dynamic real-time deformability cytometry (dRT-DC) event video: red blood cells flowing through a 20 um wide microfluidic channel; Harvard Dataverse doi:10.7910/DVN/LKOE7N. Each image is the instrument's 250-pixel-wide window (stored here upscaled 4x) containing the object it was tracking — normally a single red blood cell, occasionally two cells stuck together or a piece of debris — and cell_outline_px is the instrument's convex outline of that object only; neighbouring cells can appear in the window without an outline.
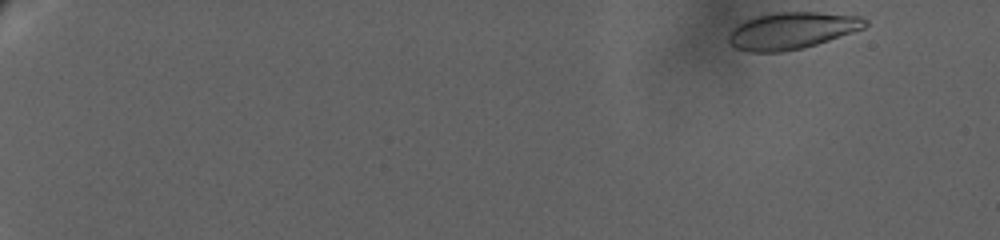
{"species": "human", "species_latin": "Homo sapiens", "temperature_condition": "warm", "stored_images_in_passage": 63, "camera_frame_rate_fps": 3000, "um_per_image_px": 0.085, "donor": {"sex": "female"}, "frame": {"image": 1, "passage_image": 1, "time_ms": 0.0, "image_size_px": [1000, 240], "cell_outline_px": [[868, 24], [864, 28], [816, 44], [800, 48], [780, 52], [748, 52], [736, 48], [728, 44], [728, 32], [736, 24], [744, 20], [756, 16], [776, 12], [816, 12], [860, 16], [868, 20]], "centroid_in_image_um": [67.25, 2.6], "position_along_channel_um": 17.8, "area_um2": 29.36}}
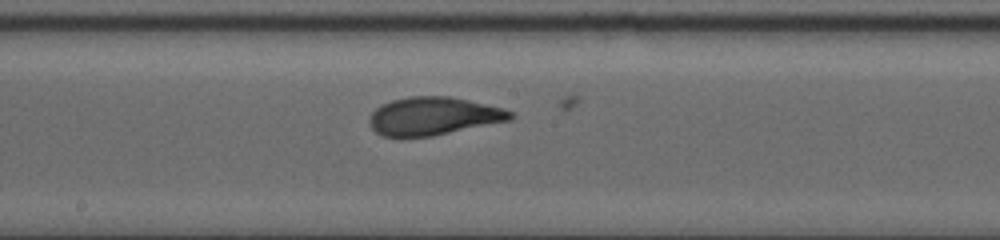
{"frame": {"image": 2, "passage_image": 35, "time_ms": 13.667, "image_size_px": [1000, 240], "cell_outline_px": [[516, 116], [512, 120], [432, 136], [400, 140], [380, 136], [368, 124], [368, 120], [372, 112], [376, 108], [392, 100], [408, 96], [448, 96], [468, 100], [504, 108], [512, 112]], "centroid_in_image_um": [36.8, 9.91], "position_along_channel_um": 211.4, "area_um2": 32.02}}
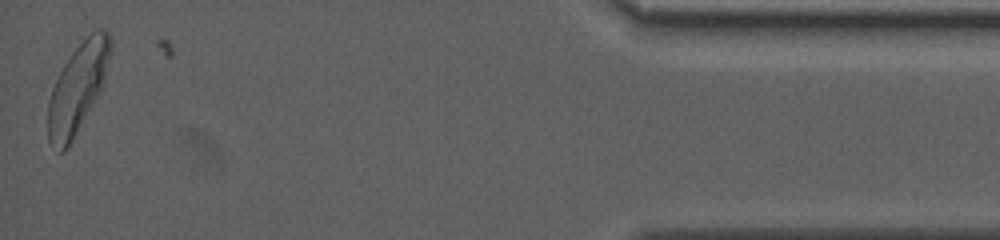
{"frame": {"image": 3, "passage_image": 63, "time_ms": 23.333, "image_size_px": [1000, 240], "cell_outline_px": [[112, 52], [104, 80], [96, 96], [68, 148], [64, 152], [60, 152], [48, 140], [48, 100], [52, 88], [64, 64], [72, 52], [96, 28], [104, 28], [108, 32], [112, 40]], "centroid_in_image_um": [6.61, 7.44], "position_along_channel_um": 428.6, "area_um2": 31.85}, "authors_computed_cell_mechanics": {"area_um2": 30.4606, "velocity_mm_per_s": 2.8708, "shape_relaxation_time_tau1_ms": 6.0796, "shape_relaxation_time_tau2_ms": 1.1347, "deformation_change_tau1": 0.1869, "deformation_change_tau2": 0.0637}}